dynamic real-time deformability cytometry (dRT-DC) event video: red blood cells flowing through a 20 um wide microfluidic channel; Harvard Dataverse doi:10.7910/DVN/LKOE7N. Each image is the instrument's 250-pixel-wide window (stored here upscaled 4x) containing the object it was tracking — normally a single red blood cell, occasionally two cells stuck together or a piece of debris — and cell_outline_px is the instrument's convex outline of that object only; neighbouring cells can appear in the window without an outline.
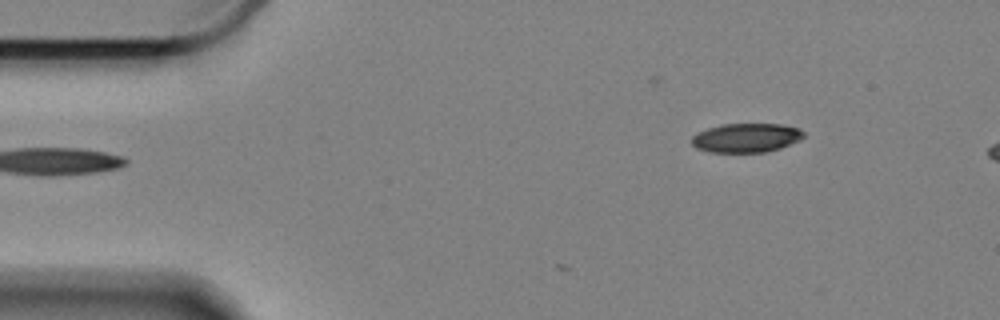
{"species": "Egyptian fruit bat (a non-hibernating species)", "species_latin": "Rousettus aegyptiacus", "temperature_condition": "cold", "stored_images_in_passage": 2, "camera_frame_rate_fps": 3000, "um_per_image_px": 0.085, "animal": {"sex": "female"}, "frame": {"image": 1, "passage_image": 2, "time_ms": 0.333, "image_size_px": [1000, 320], "cell_outline_px": [[804, 136], [800, 140], [780, 148], [764, 152], [708, 152], [696, 148], [692, 144], [692, 136], [708, 128], [720, 124], [780, 124], [800, 128], [804, 132]], "centroid_in_image_um": [63.44, 11.71], "position_along_channel_um": 21.6, "area_um2": 18.96}}